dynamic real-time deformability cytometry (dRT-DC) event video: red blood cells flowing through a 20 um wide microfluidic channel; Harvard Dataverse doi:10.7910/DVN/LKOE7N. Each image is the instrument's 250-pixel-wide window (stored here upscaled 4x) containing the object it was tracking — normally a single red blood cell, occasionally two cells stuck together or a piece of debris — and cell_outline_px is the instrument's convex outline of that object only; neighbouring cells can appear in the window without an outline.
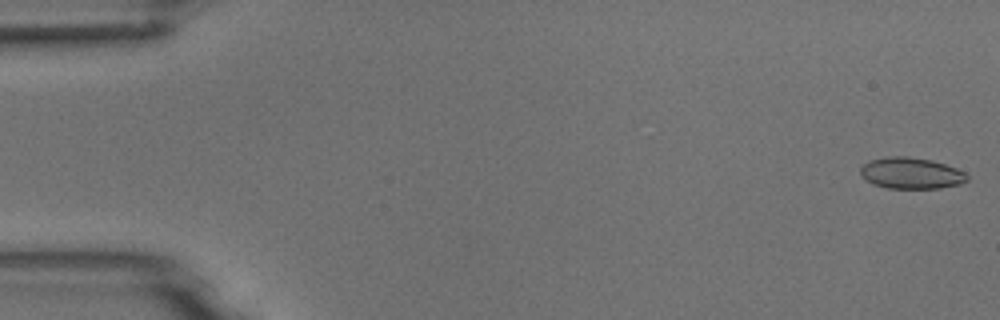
{"species": "common noctule bat (a hibernating species)", "species_latin": "Nyctalus noctula", "temperature_condition": "room temperature", "stored_images_in_passage": 54, "camera_frame_rate_fps": 3000, "um_per_image_px": 0.085, "animal": {"sex": "male", "body_mass_g": 18.8}, "frame": {"image": 1, "passage_image": 1, "time_ms": 0.0, "image_size_px": [1000, 320], "cell_outline_px": [[968, 180], [960, 184], [940, 188], [888, 188], [872, 184], [860, 172], [860, 168], [864, 164], [872, 160], [888, 156], [908, 156], [932, 160], [956, 168], [964, 172], [968, 176]], "centroid_in_image_um": [77.47, 14.72], "position_along_channel_um": 7.5, "area_um2": 19.31}}
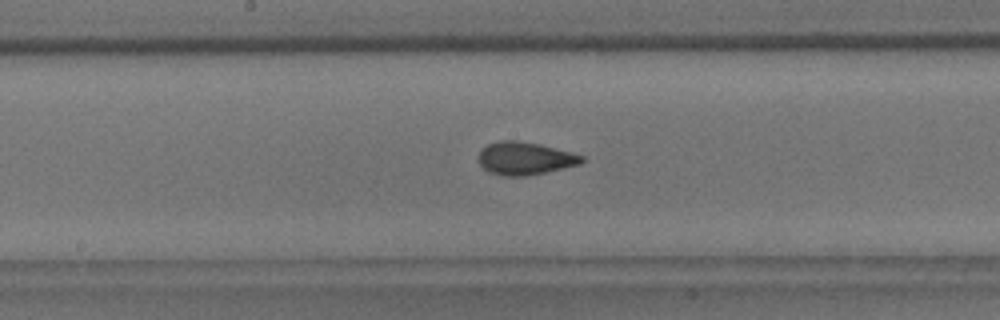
{"frame": {"image": 2, "passage_image": 28, "time_ms": 9.0, "image_size_px": [1000, 320], "cell_outline_px": [[584, 160], [580, 164], [544, 172], [524, 176], [500, 176], [488, 172], [480, 164], [480, 148], [488, 144], [500, 140], [516, 140], [540, 144], [584, 156]], "centroid_in_image_um": [44.58, 13.46], "position_along_channel_um": 203.6, "area_um2": 19.59}}
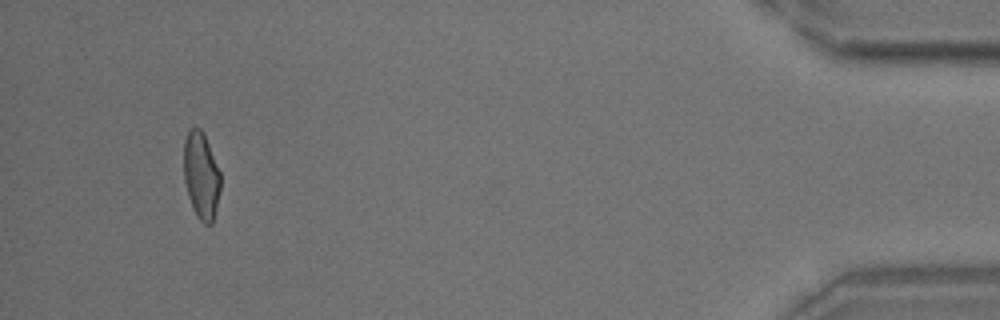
{"frame": {"image": 3, "passage_image": 51, "time_ms": 16.667, "image_size_px": [1000, 320], "cell_outline_px": [[220, 188], [212, 224], [204, 224], [196, 216], [192, 208], [188, 196], [184, 180], [184, 140], [188, 128], [200, 128], [204, 132], [220, 172]], "centroid_in_image_um": [17.08, 14.9], "position_along_channel_um": 418.1, "area_um2": 18.67}, "authors_computed_cell_mechanics": {"area_um2": 19.1607, "velocity_mm_per_s": 3.7378, "shape_relaxation_time_tau1_ms": 6.8998, "shape_relaxation_time_tau2_ms": 1.2069, "deformation_change_tau1": 0.1614, "deformation_change_tau2": 0.0719}}